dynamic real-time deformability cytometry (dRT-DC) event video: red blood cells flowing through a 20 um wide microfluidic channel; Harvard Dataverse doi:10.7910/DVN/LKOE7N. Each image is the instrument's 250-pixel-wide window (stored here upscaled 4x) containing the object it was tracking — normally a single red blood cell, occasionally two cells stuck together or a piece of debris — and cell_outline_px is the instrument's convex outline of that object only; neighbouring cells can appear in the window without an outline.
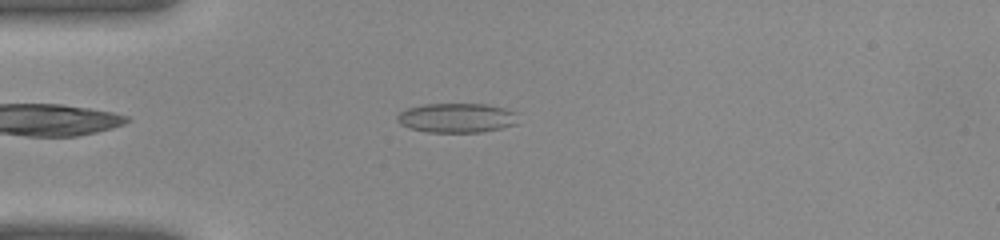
{"species": "common noctule bat (a hibernating species)", "species_latin": "Nyctalus noctula", "temperature_condition": "warm", "stored_images_in_passage": 35, "camera_frame_rate_fps": 3000, "um_per_image_px": 0.085, "animal": {"sex": "female", "body_mass_g": 22.0, "forearm_length_mm": 56.7}, "frame": {"image": 1, "passage_image": 6, "time_ms": 1.667, "image_size_px": [1000, 240], "cell_outline_px": [[516, 124], [500, 128], [480, 132], [428, 132], [412, 128], [400, 124], [396, 120], [396, 116], [400, 112], [408, 108], [424, 104], [484, 104], [504, 108], [516, 112]], "centroid_in_image_um": [38.8, 10.01], "position_along_channel_um": 46.2, "area_um2": 20.58}}
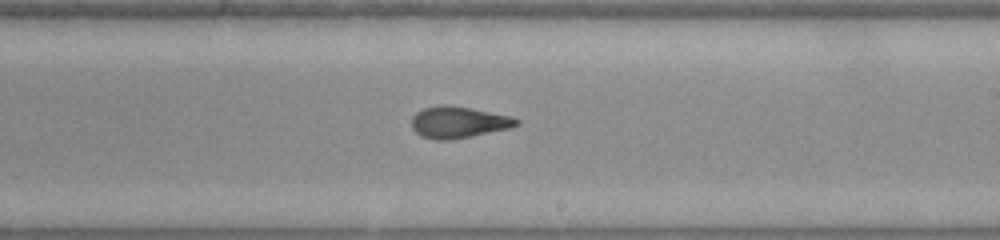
{"frame": {"image": 2, "passage_image": 19, "time_ms": 6.0, "image_size_px": [1000, 240], "cell_outline_px": [[520, 124], [508, 128], [472, 136], [448, 140], [436, 140], [420, 136], [412, 128], [412, 116], [416, 112], [424, 108], [468, 108], [512, 116], [520, 120]], "centroid_in_image_um": [38.99, 10.44], "position_along_channel_um": 250.0, "area_um2": 18.5}}
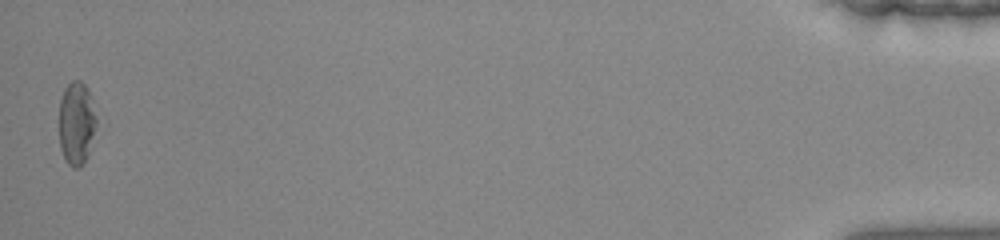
{"frame": {"image": 3, "passage_image": 35, "time_ms": 11.333, "image_size_px": [1000, 240], "cell_outline_px": [[96, 124], [88, 156], [84, 164], [80, 168], [72, 168], [64, 160], [60, 148], [60, 100], [64, 88], [72, 80], [80, 80], [84, 84], [88, 92], [96, 116]], "centroid_in_image_um": [6.49, 10.53], "position_along_channel_um": 428.7, "area_um2": 18.03}}